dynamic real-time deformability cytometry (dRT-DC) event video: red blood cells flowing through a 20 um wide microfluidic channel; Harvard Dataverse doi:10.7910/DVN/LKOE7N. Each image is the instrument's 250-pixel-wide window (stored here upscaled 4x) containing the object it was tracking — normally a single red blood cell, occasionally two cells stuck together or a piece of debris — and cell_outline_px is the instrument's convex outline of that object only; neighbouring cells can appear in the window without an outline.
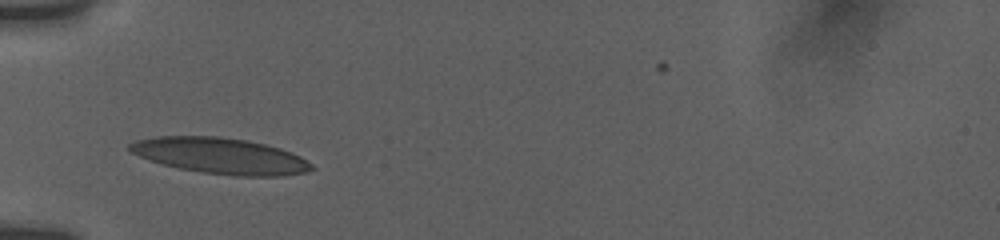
{"species": "human", "species_latin": "Homo sapiens", "temperature_condition": "room temperature", "stored_images_in_passage": 40, "camera_frame_rate_fps": 3000, "um_per_image_px": 0.085, "donor": {"sex": "female"}, "frame": {"image": 1, "passage_image": 1, "time_ms": 0.0, "image_size_px": [1000, 240], "cell_outline_px": [[316, 168], [304, 172], [284, 176], [236, 176], [200, 172], [180, 168], [164, 164], [128, 152], [128, 144], [136, 140], [156, 136], [216, 136], [248, 140], [280, 148], [292, 152], [300, 156], [312, 164]], "centroid_in_image_um": [18.74, 13.24], "position_along_channel_um": 66.3, "area_um2": 38.15}}
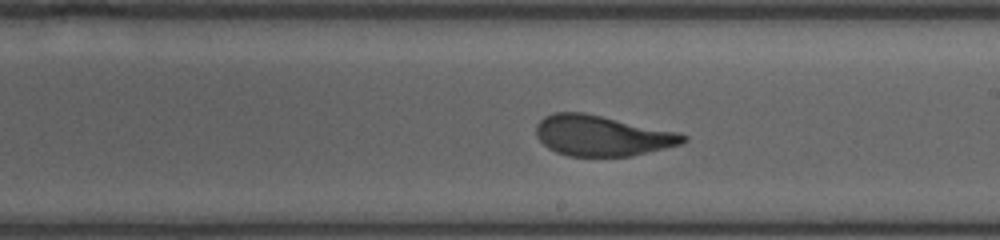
{"frame": {"image": 2, "passage_image": 24, "time_ms": 4.667, "image_size_px": [1000, 240], "cell_outline_px": [[688, 140], [684, 144], [632, 156], [568, 156], [556, 152], [548, 148], [536, 136], [536, 128], [540, 120], [544, 116], [556, 112], [580, 112], [680, 132], [688, 136]], "centroid_in_image_um": [51.21, 11.54], "position_along_channel_um": 237.8, "area_um2": 34.74}}
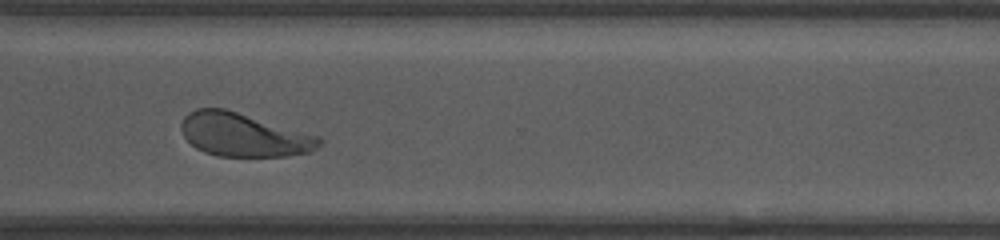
{"frame": {"image": 3, "passage_image": 39, "time_ms": 7.667, "image_size_px": [1000, 240], "cell_outline_px": [[324, 140], [316, 148], [308, 152], [288, 156], [216, 156], [204, 152], [196, 148], [184, 136], [180, 128], [180, 124], [184, 116], [188, 112], [196, 108], [224, 108], [320, 136]], "centroid_in_image_um": [20.69, 11.46], "position_along_channel_um": 349.9, "area_um2": 34.97}}